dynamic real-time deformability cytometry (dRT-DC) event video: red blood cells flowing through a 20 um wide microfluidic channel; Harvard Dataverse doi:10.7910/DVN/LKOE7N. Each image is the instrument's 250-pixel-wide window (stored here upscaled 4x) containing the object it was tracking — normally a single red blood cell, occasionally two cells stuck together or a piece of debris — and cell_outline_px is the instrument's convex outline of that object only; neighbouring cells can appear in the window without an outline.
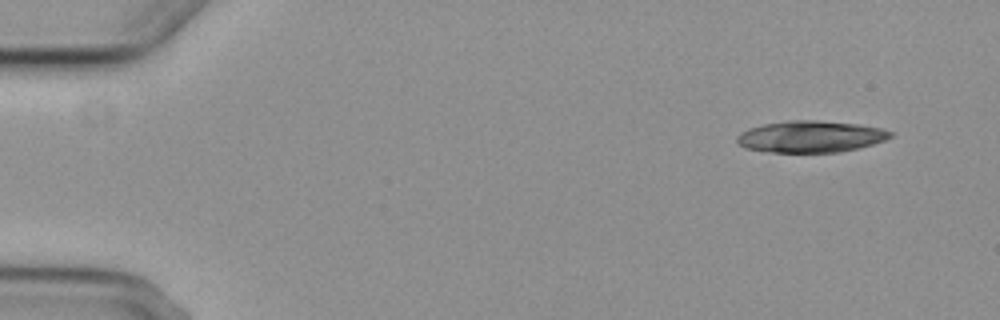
{"species": "common noctule bat (a hibernating species)", "species_latin": "Nyctalus noctula", "temperature_condition": "cold", "stored_images_in_passage": 6, "camera_frame_rate_fps": 3000, "um_per_image_px": 0.085, "animal": {"sex": "female", "body_mass_g": 29.2, "forearm_length_mm": 56.3}, "frame": {"image": 1, "passage_image": 1, "time_ms": 0.0, "image_size_px": [1000, 320], "cell_outline_px": [[896, 132], [892, 136], [884, 140], [860, 148], [840, 152], [768, 152], [744, 148], [736, 140], [736, 136], [740, 132], [748, 128], [764, 124], [788, 120], [816, 120], [860, 124], [880, 128]], "centroid_in_image_um": [68.91, 11.61], "position_along_channel_um": 16.1, "area_um2": 28.5}}